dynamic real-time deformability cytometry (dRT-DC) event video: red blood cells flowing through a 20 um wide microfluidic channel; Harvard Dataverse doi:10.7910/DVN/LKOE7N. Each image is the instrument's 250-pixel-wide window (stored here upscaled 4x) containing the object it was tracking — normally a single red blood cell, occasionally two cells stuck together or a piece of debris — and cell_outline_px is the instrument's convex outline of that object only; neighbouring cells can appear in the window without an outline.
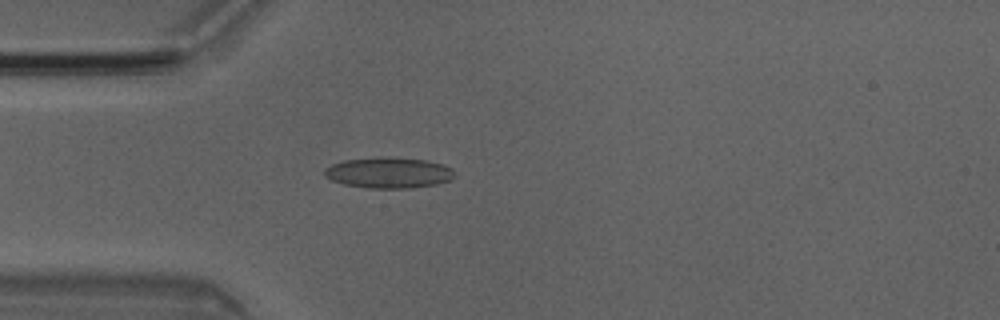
{"species": "Egyptian fruit bat (a non-hibernating species)", "species_latin": "Rousettus aegyptiacus", "temperature_condition": "room temperature", "stored_images_in_passage": 4, "camera_frame_rate_fps": 3000, "um_per_image_px": 0.085, "animal": {"sex": "male"}, "frame": {"image": 1, "passage_image": 4, "time_ms": 1.0, "image_size_px": [1000, 320], "cell_outline_px": [[456, 176], [452, 180], [436, 184], [412, 188], [368, 188], [344, 184], [332, 180], [324, 176], [324, 168], [332, 164], [344, 160], [380, 156], [384, 156], [424, 160], [440, 164], [452, 168]], "centroid_in_image_um": [33.03, 14.68], "position_along_channel_um": 52.0, "area_um2": 23.52}}